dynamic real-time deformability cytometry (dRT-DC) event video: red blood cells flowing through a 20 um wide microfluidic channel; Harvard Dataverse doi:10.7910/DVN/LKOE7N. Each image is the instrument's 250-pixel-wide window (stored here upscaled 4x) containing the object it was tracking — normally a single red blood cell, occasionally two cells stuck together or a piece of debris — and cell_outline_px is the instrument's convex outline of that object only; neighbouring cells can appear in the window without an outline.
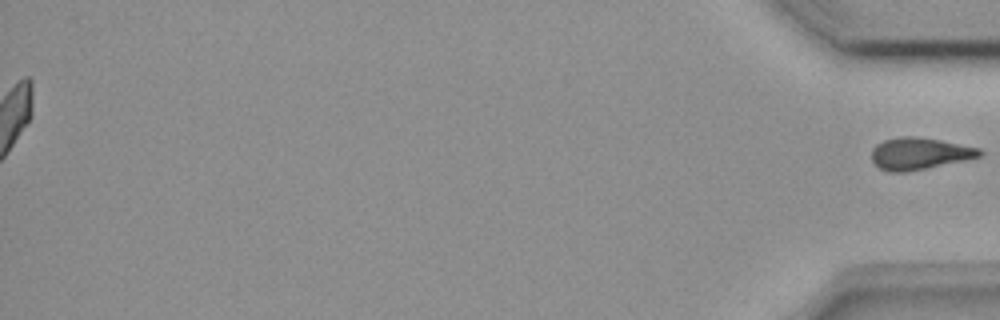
{"species": "common noctule bat (a hibernating species)", "species_latin": "Nyctalus noctula", "temperature_condition": "room temperature", "stored_images_in_passage": 50, "segment_of_instrument_passage": [2, 2], "camera_frame_rate_fps": 3000, "um_per_image_px": 0.085, "animal": {"sex": "female", "body_mass_g": 18.4}, "frame": {"image": 1, "passage_image": 50, "time_ms": 16.333, "image_size_px": [1000, 320], "cell_outline_px": [[984, 152], [980, 156], [964, 160], [904, 172], [888, 172], [872, 164], [872, 148], [876, 144], [884, 140], [900, 136], [916, 136], [940, 140], [980, 148]], "centroid_in_image_um": [78.11, 13.04], "position_along_channel_um": 357.1, "area_um2": 20.0}}